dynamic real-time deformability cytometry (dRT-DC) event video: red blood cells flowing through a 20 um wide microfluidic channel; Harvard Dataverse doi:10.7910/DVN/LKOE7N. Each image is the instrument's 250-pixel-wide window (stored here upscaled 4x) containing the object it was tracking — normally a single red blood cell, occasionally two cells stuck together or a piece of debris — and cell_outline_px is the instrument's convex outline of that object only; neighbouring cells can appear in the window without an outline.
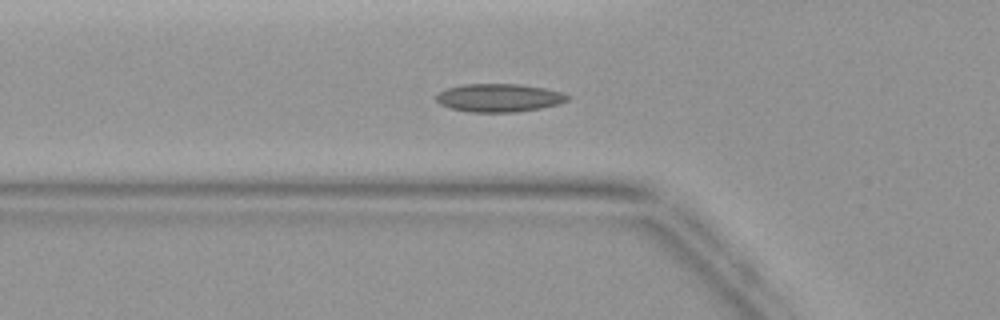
{"species": "common noctule bat (a hibernating species)", "species_latin": "Nyctalus noctula", "temperature_condition": "warm", "stored_images_in_passage": 46, "camera_frame_rate_fps": 3000, "um_per_image_px": 0.085, "animal": {"sex": "female", "body_mass_g": 19.9}, "frame": {"image": 1, "passage_image": 16, "time_ms": 5.0, "image_size_px": [1000, 320], "cell_outline_px": [[568, 100], [556, 104], [540, 108], [516, 112], [472, 112], [448, 108], [440, 104], [436, 100], [436, 96], [440, 92], [448, 88], [464, 84], [520, 84], [544, 88], [564, 92], [568, 96]], "centroid_in_image_um": [42.4, 8.31], "position_along_channel_um": 83.4, "area_um2": 21.44}}
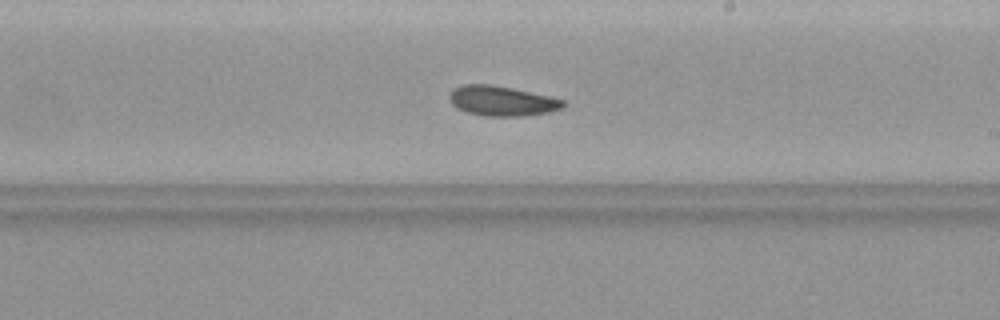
{"frame": {"image": 2, "passage_image": 27, "time_ms": 8.667, "image_size_px": [1000, 320], "cell_outline_px": [[564, 104], [560, 108], [548, 112], [524, 116], [484, 116], [468, 112], [456, 108], [452, 104], [448, 96], [452, 88], [464, 84], [492, 84], [512, 88], [548, 96], [564, 100]], "centroid_in_image_um": [42.59, 8.57], "position_along_channel_um": 246.4, "area_um2": 19.77}}
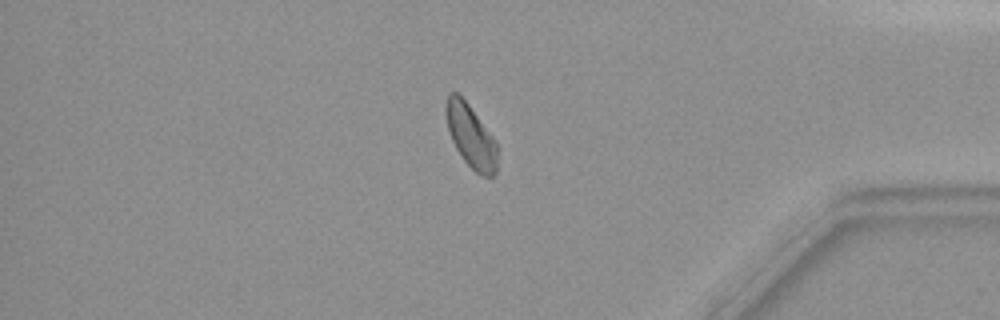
{"frame": {"image": 3, "passage_image": 39, "time_ms": 12.667, "image_size_px": [1000, 320], "cell_outline_px": [[496, 172], [492, 176], [484, 176], [476, 172], [464, 160], [456, 148], [452, 140], [448, 128], [444, 112], [444, 108], [448, 92], [456, 92], [468, 104], [496, 140]], "centroid_in_image_um": [39.99, 11.54], "position_along_channel_um": 395.2, "area_um2": 18.67}}